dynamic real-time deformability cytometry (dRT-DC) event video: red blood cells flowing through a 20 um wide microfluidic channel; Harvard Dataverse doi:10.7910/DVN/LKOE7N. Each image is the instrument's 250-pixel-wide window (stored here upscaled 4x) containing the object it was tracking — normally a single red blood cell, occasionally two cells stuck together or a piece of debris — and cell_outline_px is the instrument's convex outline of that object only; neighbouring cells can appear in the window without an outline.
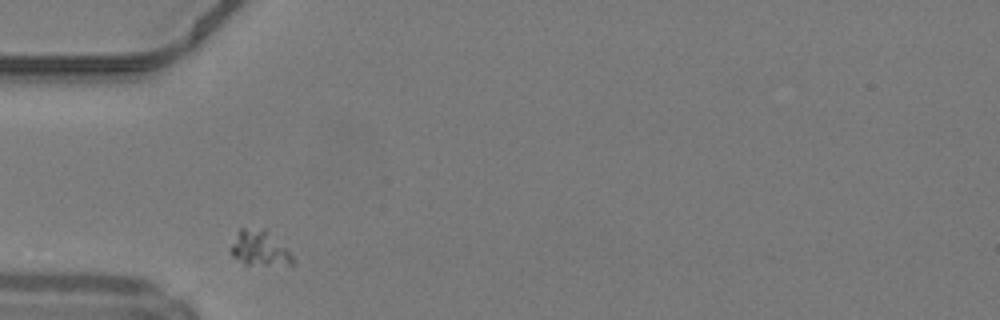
{"species": "common noctule bat (a hibernating species)", "species_latin": "Nyctalus noctula", "temperature_condition": "warm", "stored_images_in_passage": 27, "camera_frame_rate_fps": 3000, "um_per_image_px": 0.085, "animal": {"sex": "male", "body_mass_g": 19.2, "forearm_length_mm": 51.8}, "frame": {"image": 1, "passage_image": 1, "time_ms": 0.0, "image_size_px": [1000, 320], "cell_outline_px": [[296, 260], [292, 264], [244, 264], [232, 256], [228, 252], [228, 248], [240, 228], [268, 228]], "centroid_in_image_um": [22.02, 21.07], "position_along_channel_um": 63.0, "area_um2": 12.89}}
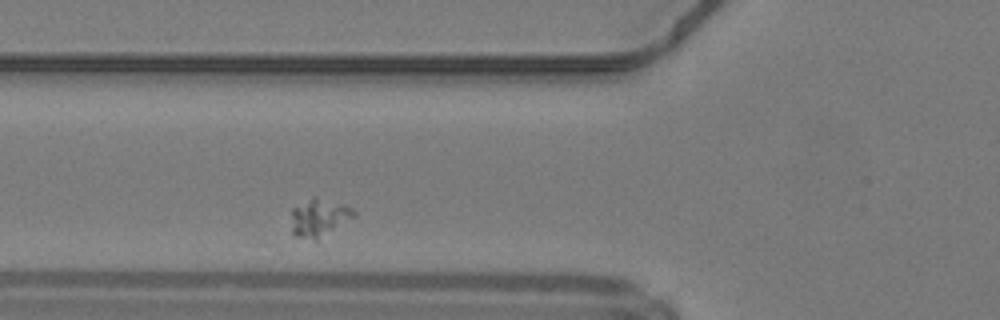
{"frame": {"image": 2, "passage_image": 4, "time_ms": 1.0, "image_size_px": [1000, 320], "cell_outline_px": [[356, 216], [316, 240], [296, 236], [292, 232], [292, 208], [312, 196], [316, 196], [352, 208], [356, 212]], "centroid_in_image_um": [27.11, 18.48], "position_along_channel_um": 98.7, "area_um2": 13.58}}
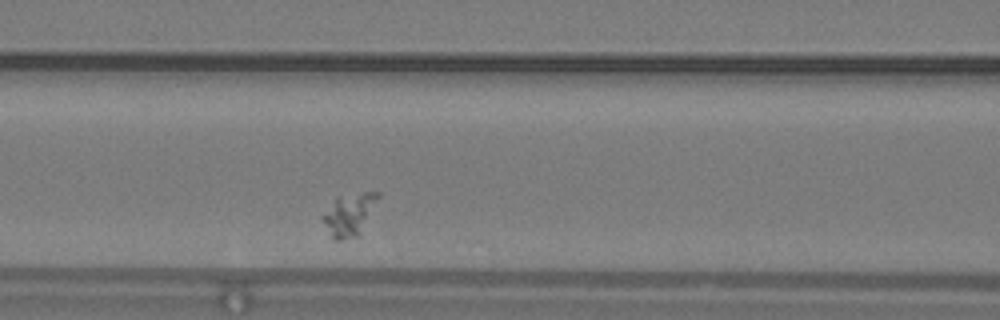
{"frame": {"image": 3, "passage_image": 7, "time_ms": 2.0, "image_size_px": [1000, 320], "cell_outline_px": [[380, 196], [360, 236], [340, 240], [332, 240], [320, 216], [336, 200], [364, 192], [380, 192]], "centroid_in_image_um": [29.71, 18.3], "position_along_channel_um": 136.9, "area_um2": 13.35}}